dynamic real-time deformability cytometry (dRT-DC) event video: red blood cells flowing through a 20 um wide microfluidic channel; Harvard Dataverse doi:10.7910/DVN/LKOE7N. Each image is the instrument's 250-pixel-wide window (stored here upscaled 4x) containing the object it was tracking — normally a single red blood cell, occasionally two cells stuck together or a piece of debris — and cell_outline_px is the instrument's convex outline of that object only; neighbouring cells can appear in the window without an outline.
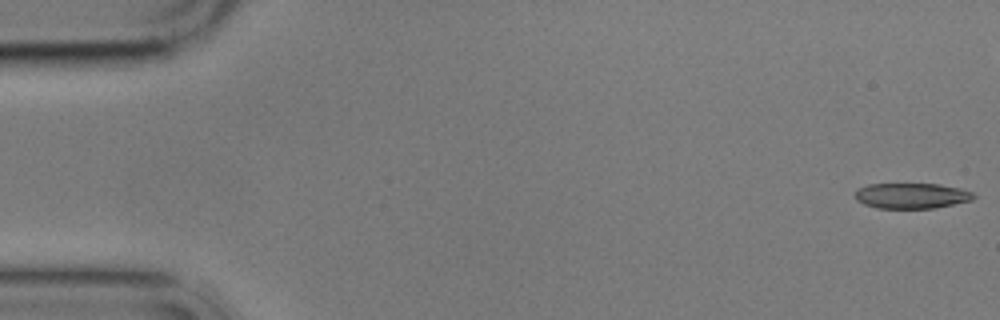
{"species": "common noctule bat (a hibernating species)", "species_latin": "Nyctalus noctula", "temperature_condition": "cold", "stored_images_in_passage": 6, "camera_frame_rate_fps": 3000, "um_per_image_px": 0.085, "animal": {"sex": "male", "body_mass_g": 17.9}, "frame": {"image": 1, "passage_image": 1, "time_ms": 0.0, "image_size_px": [1000, 320], "cell_outline_px": [[976, 196], [972, 200], [936, 208], [876, 208], [864, 204], [856, 200], [856, 188], [868, 184], [940, 184], [960, 188], [972, 192]], "centroid_in_image_um": [77.48, 16.64], "position_along_channel_um": 7.5, "area_um2": 17.69}}